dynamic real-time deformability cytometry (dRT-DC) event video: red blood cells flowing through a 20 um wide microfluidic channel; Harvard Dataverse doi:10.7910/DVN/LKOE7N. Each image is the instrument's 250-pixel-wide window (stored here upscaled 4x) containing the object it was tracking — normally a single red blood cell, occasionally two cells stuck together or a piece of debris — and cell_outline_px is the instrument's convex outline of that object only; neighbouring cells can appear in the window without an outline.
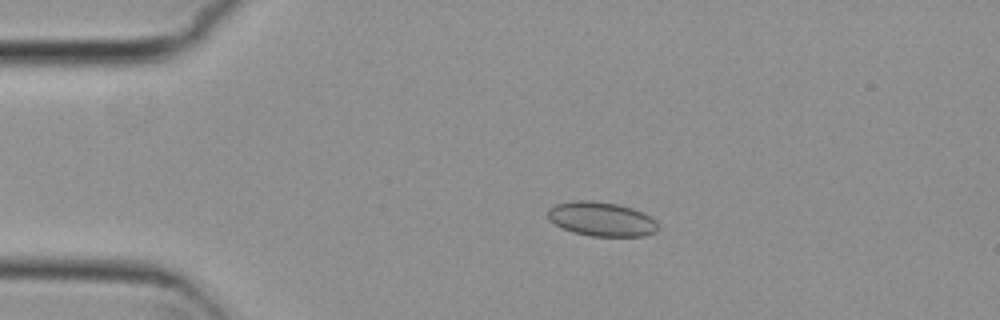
{"species": "common noctule bat (a hibernating species)", "species_latin": "Nyctalus noctula", "temperature_condition": "cold", "stored_images_in_passage": 55, "camera_frame_rate_fps": 3000, "um_per_image_px": 0.085, "animal": {"sex": "female", "body_mass_g": 29.2, "forearm_length_mm": 56.3}, "frame": {"image": 1, "passage_image": 12, "time_ms": 3.667, "image_size_px": [1000, 320], "cell_outline_px": [[660, 228], [656, 232], [644, 236], [592, 236], [572, 232], [548, 220], [548, 208], [556, 204], [572, 200], [588, 200], [616, 204], [632, 208], [644, 212], [652, 216], [656, 220]], "centroid_in_image_um": [51.16, 18.62], "position_along_channel_um": 33.8, "area_um2": 22.2}}
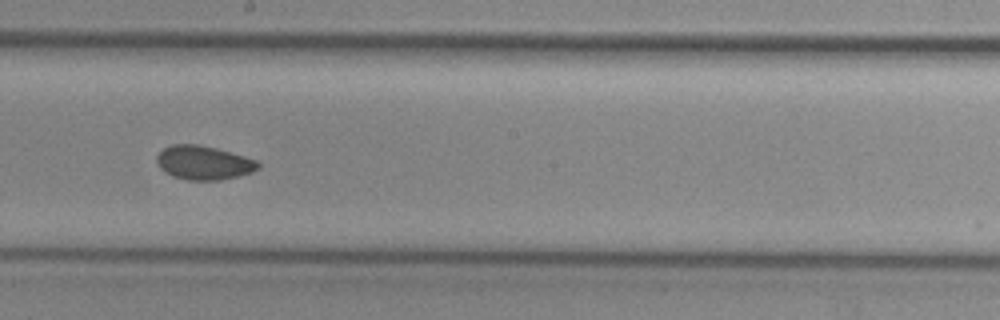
{"frame": {"image": 2, "passage_image": 31, "time_ms": 10.0, "image_size_px": [1000, 320], "cell_outline_px": [[260, 168], [252, 172], [240, 176], [220, 180], [188, 180], [172, 176], [164, 172], [160, 168], [156, 160], [156, 156], [164, 148], [172, 144], [196, 144], [216, 148], [244, 156], [256, 160], [260, 164]], "centroid_in_image_um": [17.31, 13.84], "position_along_channel_um": 230.9, "area_um2": 20.11}}
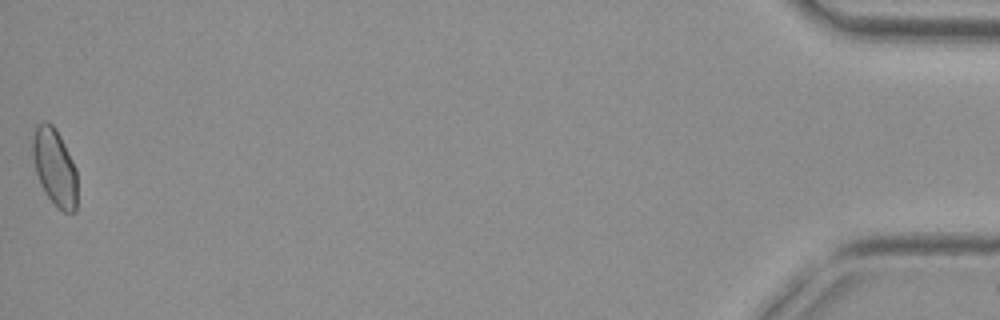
{"frame": {"image": 3, "passage_image": 55, "time_ms": 18.0, "image_size_px": [1000, 320], "cell_outline_px": [[76, 212], [64, 212], [56, 208], [44, 192], [40, 184], [36, 172], [32, 152], [32, 136], [36, 124], [44, 120], [48, 120], [56, 128], [76, 168]], "centroid_in_image_um": [4.62, 14.19], "position_along_channel_um": 430.6, "area_um2": 20.29}, "authors_computed_cell_mechanics": {"area_um2": 20.1144, "velocity_mm_per_s": 3.7851, "shape_relaxation_time_tau1_ms": null, "shape_relaxation_time_tau2_ms": 2.0446, "deformation_change_tau1": null, "deformation_change_tau2": 0.0503}}